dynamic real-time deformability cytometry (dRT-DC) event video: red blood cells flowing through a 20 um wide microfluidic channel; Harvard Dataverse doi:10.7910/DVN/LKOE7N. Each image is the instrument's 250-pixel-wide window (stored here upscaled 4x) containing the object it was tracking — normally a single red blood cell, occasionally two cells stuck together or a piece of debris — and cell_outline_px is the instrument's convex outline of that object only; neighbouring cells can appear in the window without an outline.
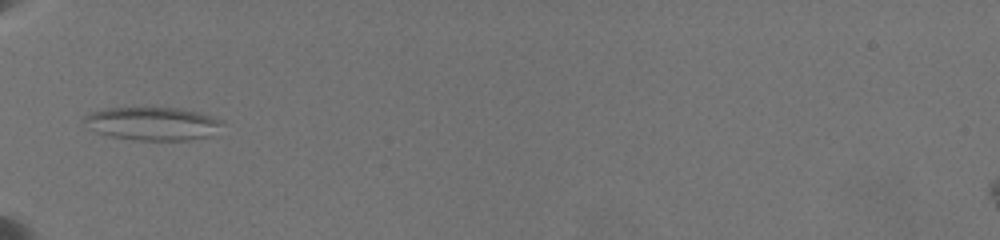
{"species": "common noctule bat (a hibernating species)", "species_latin": "Nyctalus noctula", "temperature_condition": "warm", "stored_images_in_passage": 25, "camera_frame_rate_fps": 3000, "um_per_image_px": 0.085, "animal": {"sex": "female", "body_mass_g": 19.5, "forearm_length_mm": 54.1}, "frame": {"image": 1, "passage_image": 1, "time_ms": 0.0, "image_size_px": [1000, 240], "cell_outline_px": [[224, 124], [208, 136], [188, 140], [136, 140], [112, 136], [96, 132], [84, 120], [84, 116], [92, 112], [104, 108], [180, 108], [200, 112], [224, 120]], "centroid_in_image_um": [13.02, 10.5], "position_along_channel_um": 72.0, "area_um2": 26.47}}
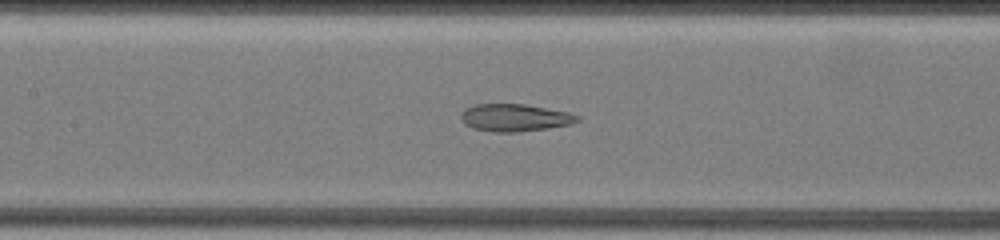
{"frame": {"image": 2, "passage_image": 21, "time_ms": 2.667, "image_size_px": [1000, 240], "cell_outline_px": [[580, 120], [572, 124], [548, 128], [516, 132], [492, 132], [472, 128], [464, 124], [460, 120], [460, 112], [464, 108], [476, 104], [524, 104], [568, 112], [580, 116]], "centroid_in_image_um": [43.72, 10.0], "position_along_channel_um": 163.7, "area_um2": 18.79}}